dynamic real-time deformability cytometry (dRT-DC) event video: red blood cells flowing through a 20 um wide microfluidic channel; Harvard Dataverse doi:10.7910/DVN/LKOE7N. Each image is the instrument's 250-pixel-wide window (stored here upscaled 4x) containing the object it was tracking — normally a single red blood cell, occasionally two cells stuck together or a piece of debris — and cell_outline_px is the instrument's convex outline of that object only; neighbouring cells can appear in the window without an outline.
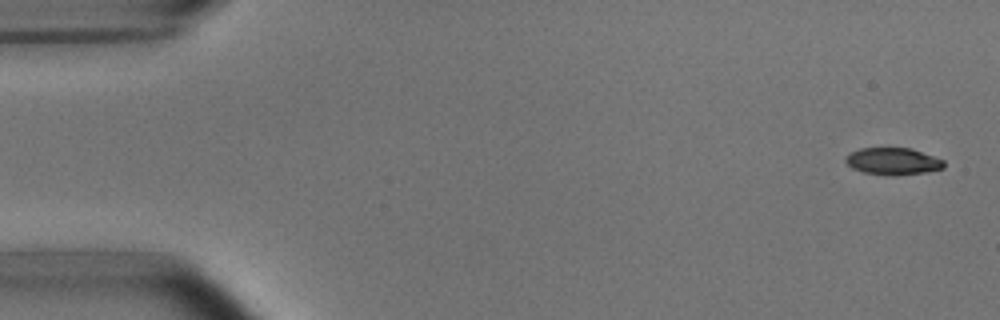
{"species": "common noctule bat (a hibernating species)", "species_latin": "Nyctalus noctula", "temperature_condition": "room temperature", "stored_images_in_passage": 5, "camera_frame_rate_fps": 3000, "um_per_image_px": 0.085, "animal": {"sex": "male", "body_mass_g": 15.6}, "frame": {"image": 1, "passage_image": 1, "time_ms": 0.0, "image_size_px": [1000, 320], "cell_outline_px": [[944, 168], [928, 172], [896, 176], [892, 176], [864, 172], [852, 168], [844, 160], [844, 156], [848, 152], [860, 148], [912, 148], [944, 160]], "centroid_in_image_um": [75.88, 13.71], "position_along_channel_um": 9.1, "area_um2": 15.72}}
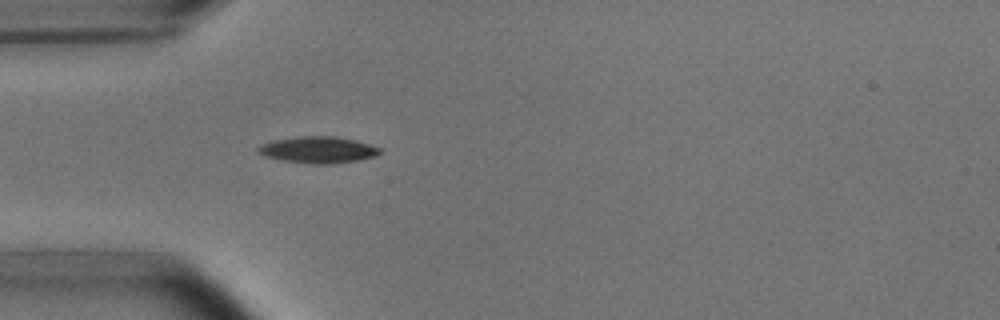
{"frame": {"image": 2, "passage_image": 5, "time_ms": 4.667, "image_size_px": [1000, 320], "cell_outline_px": [[380, 152], [376, 156], [360, 160], [332, 164], [316, 164], [284, 160], [264, 156], [256, 152], [256, 148], [260, 144], [272, 140], [300, 136], [336, 136], [368, 144], [380, 148]], "centroid_in_image_um": [26.99, 12.73], "position_along_channel_um": 58.0, "area_um2": 18.79}}